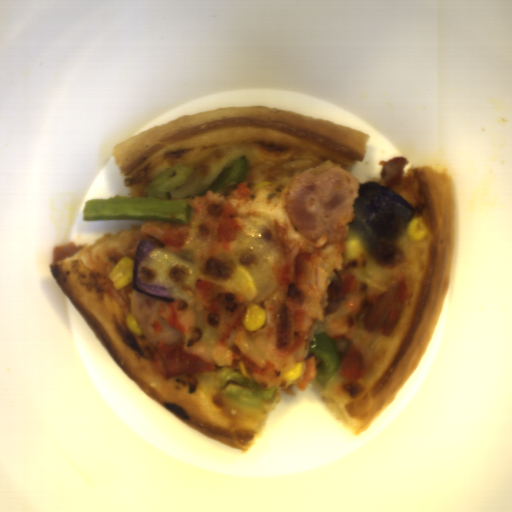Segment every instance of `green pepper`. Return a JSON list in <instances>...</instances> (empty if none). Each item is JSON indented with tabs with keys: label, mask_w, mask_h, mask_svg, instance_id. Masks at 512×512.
<instances>
[{
	"label": "green pepper",
	"mask_w": 512,
	"mask_h": 512,
	"mask_svg": "<svg viewBox=\"0 0 512 512\" xmlns=\"http://www.w3.org/2000/svg\"><path fill=\"white\" fill-rule=\"evenodd\" d=\"M251 163L240 155L223 166L218 176L205 188L185 197H172L171 191L185 184L195 168L182 163L161 172L145 189L147 196H113L86 201L84 221H164L188 224L192 219V205L186 199L205 195L207 191L221 193L241 183L248 175Z\"/></svg>",
	"instance_id": "green-pepper-1"
},
{
	"label": "green pepper",
	"mask_w": 512,
	"mask_h": 512,
	"mask_svg": "<svg viewBox=\"0 0 512 512\" xmlns=\"http://www.w3.org/2000/svg\"><path fill=\"white\" fill-rule=\"evenodd\" d=\"M221 391L236 401L259 409L270 405L277 397V386L263 387L245 375L229 372L221 381Z\"/></svg>",
	"instance_id": "green-pepper-2"
},
{
	"label": "green pepper",
	"mask_w": 512,
	"mask_h": 512,
	"mask_svg": "<svg viewBox=\"0 0 512 512\" xmlns=\"http://www.w3.org/2000/svg\"><path fill=\"white\" fill-rule=\"evenodd\" d=\"M308 356L316 361L317 381L320 388H326L339 369L340 353L336 340L324 330L314 332L309 344Z\"/></svg>",
	"instance_id": "green-pepper-3"
}]
</instances>
